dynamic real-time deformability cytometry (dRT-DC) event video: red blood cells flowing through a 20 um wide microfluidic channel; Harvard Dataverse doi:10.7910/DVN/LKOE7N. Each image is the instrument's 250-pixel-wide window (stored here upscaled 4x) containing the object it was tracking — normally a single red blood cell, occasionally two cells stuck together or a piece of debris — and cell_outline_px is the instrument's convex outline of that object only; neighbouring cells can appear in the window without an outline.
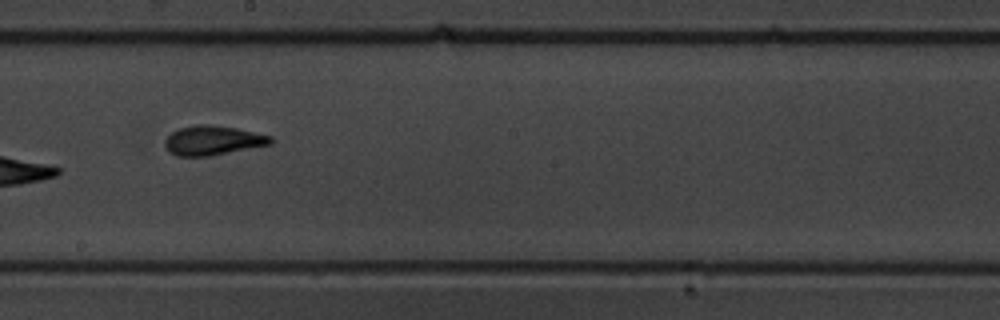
{"species": "common noctule bat (a hibernating species)", "species_latin": "Nyctalus noctula", "temperature_condition": "warm", "stored_images_in_passage": 15, "camera_frame_rate_fps": 3000, "um_per_image_px": 0.085, "animal": {"sex": "male", "body_mass_g": 19.5, "forearm_length_mm": 54.6}, "frame": {"image": 1, "passage_image": 7, "time_ms": 9.0, "image_size_px": [1000, 320], "cell_outline_px": [[276, 140], [272, 144], [208, 156], [176, 156], [168, 152], [164, 144], [164, 140], [172, 132], [180, 128], [196, 124], [212, 124], [236, 128], [272, 136]], "centroid_in_image_um": [18.09, 11.93], "position_along_channel_um": 230.1, "area_um2": 18.26}}
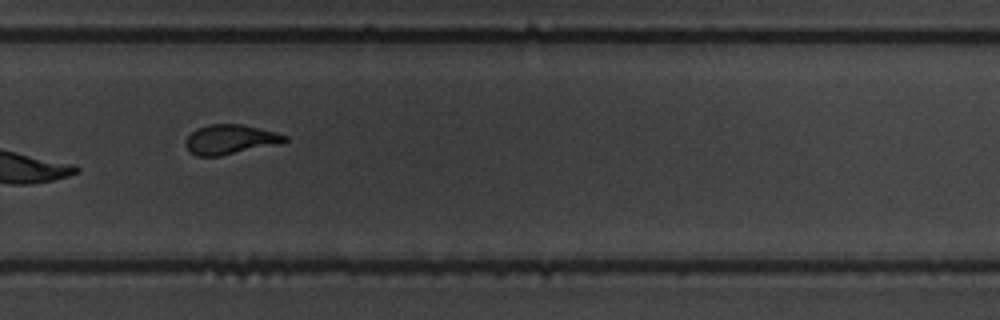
{"frame": {"image": 2, "passage_image": 9, "time_ms": 11.333, "image_size_px": [1000, 320], "cell_outline_px": [[288, 140], [280, 144], [220, 156], [196, 156], [184, 144], [188, 136], [196, 128], [208, 124], [240, 124], [276, 132], [288, 136]], "centroid_in_image_um": [19.58, 11.85], "position_along_channel_um": 310.2, "area_um2": 17.11}}
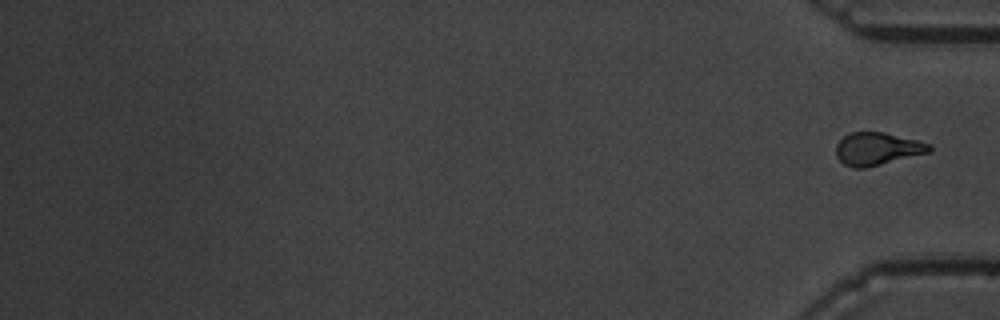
{"frame": {"image": 3, "passage_image": 15, "time_ms": 18.333, "image_size_px": [1000, 320], "cell_outline_px": [[932, 152], [864, 168], [852, 168], [844, 164], [836, 156], [836, 144], [844, 136], [852, 132], [884, 132], [932, 144]], "centroid_in_image_um": [74.59, 12.65], "position_along_channel_um": 360.6, "area_um2": 17.8}}